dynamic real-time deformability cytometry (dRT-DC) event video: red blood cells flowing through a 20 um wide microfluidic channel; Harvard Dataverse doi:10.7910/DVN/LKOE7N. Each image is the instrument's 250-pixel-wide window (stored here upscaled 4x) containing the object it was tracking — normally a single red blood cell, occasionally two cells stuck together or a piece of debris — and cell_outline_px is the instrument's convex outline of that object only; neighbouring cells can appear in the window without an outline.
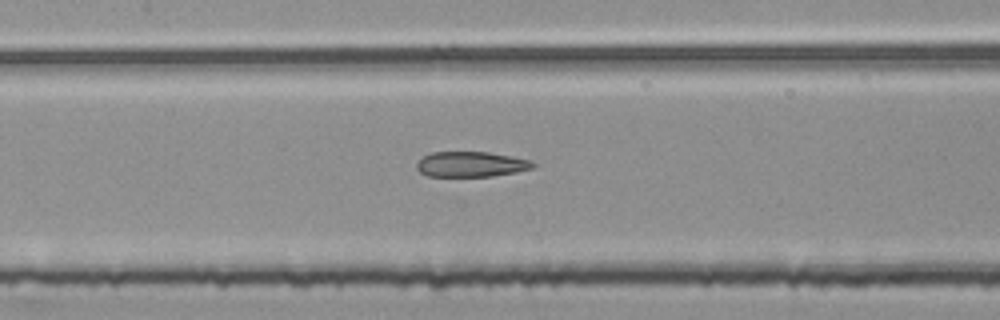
{"species": "common noctule bat (a hibernating species)", "species_latin": "Nyctalus noctula", "temperature_condition": "room temperature", "stored_images_in_passage": 54, "segment_of_instrument_passage": [2, 2], "camera_frame_rate_fps": 3000, "um_per_image_px": 0.085, "animal": {"sex": "female", "body_mass_g": 25.1}, "frame": {"image": 1, "passage_image": 25, "time_ms": 8.0, "image_size_px": [1000, 320], "cell_outline_px": [[536, 168], [516, 172], [492, 176], [428, 176], [420, 172], [416, 168], [416, 164], [424, 156], [432, 152], [488, 152], [512, 156], [532, 160], [536, 164]], "centroid_in_image_um": [40.09, 13.96], "position_along_channel_um": 167.3, "area_um2": 17.22}}
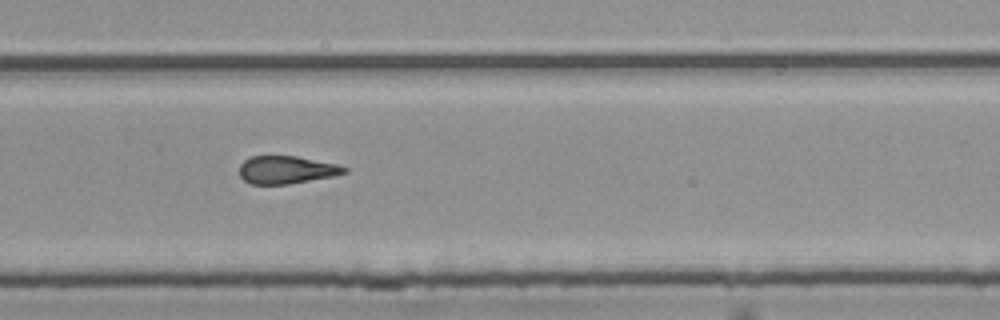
{"frame": {"image": 2, "passage_image": 36, "time_ms": 11.667, "image_size_px": [1000, 320], "cell_outline_px": [[348, 172], [336, 176], [288, 184], [252, 184], [244, 180], [240, 176], [240, 164], [244, 160], [252, 156], [296, 156], [340, 164], [348, 168]], "centroid_in_image_um": [24.41, 14.43], "position_along_channel_um": 305.4, "area_um2": 17.17}}
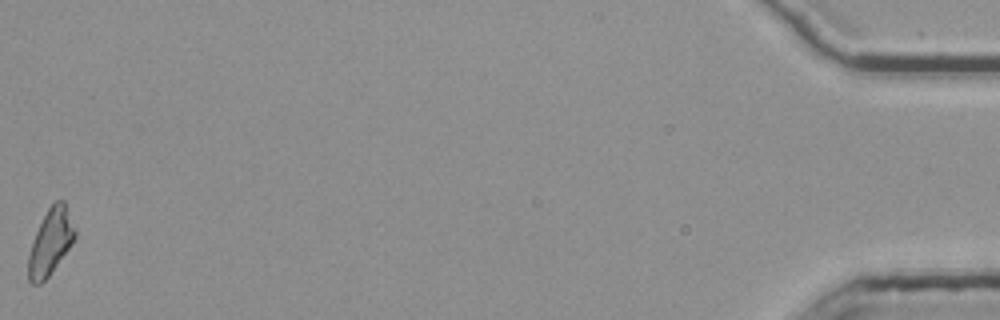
{"frame": {"image": 3, "passage_image": 54, "time_ms": 17.667, "image_size_px": [1000, 320], "cell_outline_px": [[76, 236], [72, 244], [48, 276], [40, 284], [32, 284], [28, 280], [28, 256], [36, 232], [48, 208], [56, 200], [64, 200], [76, 232]], "centroid_in_image_um": [4.29, 20.58], "position_along_channel_um": 430.9, "area_um2": 17.51}}